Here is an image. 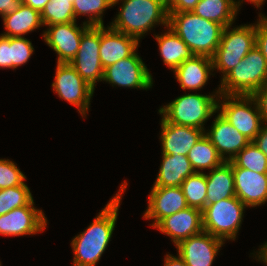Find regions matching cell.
<instances>
[{"mask_svg": "<svg viewBox=\"0 0 267 266\" xmlns=\"http://www.w3.org/2000/svg\"><path fill=\"white\" fill-rule=\"evenodd\" d=\"M127 185V182L123 181L118 193L97 214L86 230L72 239L73 266H96L100 261L115 230L122 195Z\"/></svg>", "mask_w": 267, "mask_h": 266, "instance_id": "obj_1", "label": "cell"}, {"mask_svg": "<svg viewBox=\"0 0 267 266\" xmlns=\"http://www.w3.org/2000/svg\"><path fill=\"white\" fill-rule=\"evenodd\" d=\"M122 2L110 27L136 38L138 41L156 25L168 26V4L164 0H113Z\"/></svg>", "mask_w": 267, "mask_h": 266, "instance_id": "obj_2", "label": "cell"}, {"mask_svg": "<svg viewBox=\"0 0 267 266\" xmlns=\"http://www.w3.org/2000/svg\"><path fill=\"white\" fill-rule=\"evenodd\" d=\"M168 26L192 53L212 58L219 46L224 26L191 12H168Z\"/></svg>", "mask_w": 267, "mask_h": 266, "instance_id": "obj_3", "label": "cell"}, {"mask_svg": "<svg viewBox=\"0 0 267 266\" xmlns=\"http://www.w3.org/2000/svg\"><path fill=\"white\" fill-rule=\"evenodd\" d=\"M219 90L209 95L186 93L158 110L167 122L195 127L201 130L204 123L218 111Z\"/></svg>", "mask_w": 267, "mask_h": 266, "instance_id": "obj_4", "label": "cell"}, {"mask_svg": "<svg viewBox=\"0 0 267 266\" xmlns=\"http://www.w3.org/2000/svg\"><path fill=\"white\" fill-rule=\"evenodd\" d=\"M266 82V59L254 47L237 66L221 78L218 90L220 94L253 95Z\"/></svg>", "mask_w": 267, "mask_h": 266, "instance_id": "obj_5", "label": "cell"}, {"mask_svg": "<svg viewBox=\"0 0 267 266\" xmlns=\"http://www.w3.org/2000/svg\"><path fill=\"white\" fill-rule=\"evenodd\" d=\"M231 27L232 24L224 28L219 46L212 57L213 70L220 71L222 78L255 47V23Z\"/></svg>", "mask_w": 267, "mask_h": 266, "instance_id": "obj_6", "label": "cell"}, {"mask_svg": "<svg viewBox=\"0 0 267 266\" xmlns=\"http://www.w3.org/2000/svg\"><path fill=\"white\" fill-rule=\"evenodd\" d=\"M246 207L236 196L205 206L202 210L204 232L224 241H235Z\"/></svg>", "mask_w": 267, "mask_h": 266, "instance_id": "obj_7", "label": "cell"}, {"mask_svg": "<svg viewBox=\"0 0 267 266\" xmlns=\"http://www.w3.org/2000/svg\"><path fill=\"white\" fill-rule=\"evenodd\" d=\"M218 112L250 141L255 139L264 125L252 95L220 94Z\"/></svg>", "mask_w": 267, "mask_h": 266, "instance_id": "obj_8", "label": "cell"}, {"mask_svg": "<svg viewBox=\"0 0 267 266\" xmlns=\"http://www.w3.org/2000/svg\"><path fill=\"white\" fill-rule=\"evenodd\" d=\"M52 90L85 117L90 107L94 89L67 63H57Z\"/></svg>", "mask_w": 267, "mask_h": 266, "instance_id": "obj_9", "label": "cell"}, {"mask_svg": "<svg viewBox=\"0 0 267 266\" xmlns=\"http://www.w3.org/2000/svg\"><path fill=\"white\" fill-rule=\"evenodd\" d=\"M69 64L95 90L104 73L100 61V26H90L83 33L77 54Z\"/></svg>", "mask_w": 267, "mask_h": 266, "instance_id": "obj_10", "label": "cell"}, {"mask_svg": "<svg viewBox=\"0 0 267 266\" xmlns=\"http://www.w3.org/2000/svg\"><path fill=\"white\" fill-rule=\"evenodd\" d=\"M102 81L112 86L140 90H147L153 86L152 74L136 51L130 57L104 68Z\"/></svg>", "mask_w": 267, "mask_h": 266, "instance_id": "obj_11", "label": "cell"}, {"mask_svg": "<svg viewBox=\"0 0 267 266\" xmlns=\"http://www.w3.org/2000/svg\"><path fill=\"white\" fill-rule=\"evenodd\" d=\"M90 25L76 21L48 26L42 34L46 44L57 53V63L69 64L77 54L83 33Z\"/></svg>", "mask_w": 267, "mask_h": 266, "instance_id": "obj_12", "label": "cell"}, {"mask_svg": "<svg viewBox=\"0 0 267 266\" xmlns=\"http://www.w3.org/2000/svg\"><path fill=\"white\" fill-rule=\"evenodd\" d=\"M34 206H22L0 215V235L25 236L43 232L47 218L41 209Z\"/></svg>", "mask_w": 267, "mask_h": 266, "instance_id": "obj_13", "label": "cell"}, {"mask_svg": "<svg viewBox=\"0 0 267 266\" xmlns=\"http://www.w3.org/2000/svg\"><path fill=\"white\" fill-rule=\"evenodd\" d=\"M224 242L203 231L180 241L175 247L187 266H212Z\"/></svg>", "mask_w": 267, "mask_h": 266, "instance_id": "obj_14", "label": "cell"}, {"mask_svg": "<svg viewBox=\"0 0 267 266\" xmlns=\"http://www.w3.org/2000/svg\"><path fill=\"white\" fill-rule=\"evenodd\" d=\"M205 135L224 161H231L251 141L232 126L218 111ZM227 157H226V156Z\"/></svg>", "mask_w": 267, "mask_h": 266, "instance_id": "obj_15", "label": "cell"}, {"mask_svg": "<svg viewBox=\"0 0 267 266\" xmlns=\"http://www.w3.org/2000/svg\"><path fill=\"white\" fill-rule=\"evenodd\" d=\"M148 208L143 218L154 220L153 228L165 217L188 207L181 187L153 186L148 196Z\"/></svg>", "mask_w": 267, "mask_h": 266, "instance_id": "obj_16", "label": "cell"}, {"mask_svg": "<svg viewBox=\"0 0 267 266\" xmlns=\"http://www.w3.org/2000/svg\"><path fill=\"white\" fill-rule=\"evenodd\" d=\"M154 228L169 236L176 246L180 241L204 231L202 210L187 207L163 218Z\"/></svg>", "mask_w": 267, "mask_h": 266, "instance_id": "obj_17", "label": "cell"}, {"mask_svg": "<svg viewBox=\"0 0 267 266\" xmlns=\"http://www.w3.org/2000/svg\"><path fill=\"white\" fill-rule=\"evenodd\" d=\"M161 154L172 156L186 155L197 141L205 134L206 130L195 127L177 125L161 119Z\"/></svg>", "mask_w": 267, "mask_h": 266, "instance_id": "obj_18", "label": "cell"}, {"mask_svg": "<svg viewBox=\"0 0 267 266\" xmlns=\"http://www.w3.org/2000/svg\"><path fill=\"white\" fill-rule=\"evenodd\" d=\"M235 195L247 207H257L267 202V173H256L232 163Z\"/></svg>", "mask_w": 267, "mask_h": 266, "instance_id": "obj_19", "label": "cell"}, {"mask_svg": "<svg viewBox=\"0 0 267 266\" xmlns=\"http://www.w3.org/2000/svg\"><path fill=\"white\" fill-rule=\"evenodd\" d=\"M139 42L109 25L100 26V61L103 68L130 57L138 49Z\"/></svg>", "mask_w": 267, "mask_h": 266, "instance_id": "obj_20", "label": "cell"}, {"mask_svg": "<svg viewBox=\"0 0 267 266\" xmlns=\"http://www.w3.org/2000/svg\"><path fill=\"white\" fill-rule=\"evenodd\" d=\"M213 61L207 56L194 55L191 59L185 60L173 70L175 78L183 90L198 91L207 84L212 74Z\"/></svg>", "mask_w": 267, "mask_h": 266, "instance_id": "obj_21", "label": "cell"}, {"mask_svg": "<svg viewBox=\"0 0 267 266\" xmlns=\"http://www.w3.org/2000/svg\"><path fill=\"white\" fill-rule=\"evenodd\" d=\"M206 182V206L236 196L231 161H224L220 166L210 170L206 174Z\"/></svg>", "mask_w": 267, "mask_h": 266, "instance_id": "obj_22", "label": "cell"}, {"mask_svg": "<svg viewBox=\"0 0 267 266\" xmlns=\"http://www.w3.org/2000/svg\"><path fill=\"white\" fill-rule=\"evenodd\" d=\"M194 173L195 171L186 155L162 154V162L153 186L179 187L189 175Z\"/></svg>", "mask_w": 267, "mask_h": 266, "instance_id": "obj_23", "label": "cell"}, {"mask_svg": "<svg viewBox=\"0 0 267 266\" xmlns=\"http://www.w3.org/2000/svg\"><path fill=\"white\" fill-rule=\"evenodd\" d=\"M6 37H24L27 33L43 26L41 13L30 6L21 4L13 13L2 16Z\"/></svg>", "mask_w": 267, "mask_h": 266, "instance_id": "obj_24", "label": "cell"}, {"mask_svg": "<svg viewBox=\"0 0 267 266\" xmlns=\"http://www.w3.org/2000/svg\"><path fill=\"white\" fill-rule=\"evenodd\" d=\"M154 37L158 42L164 64L172 71L194 56L190 48L169 26L163 34H155Z\"/></svg>", "mask_w": 267, "mask_h": 266, "instance_id": "obj_25", "label": "cell"}, {"mask_svg": "<svg viewBox=\"0 0 267 266\" xmlns=\"http://www.w3.org/2000/svg\"><path fill=\"white\" fill-rule=\"evenodd\" d=\"M192 12L226 27L234 23L239 10L233 0H200Z\"/></svg>", "mask_w": 267, "mask_h": 266, "instance_id": "obj_26", "label": "cell"}, {"mask_svg": "<svg viewBox=\"0 0 267 266\" xmlns=\"http://www.w3.org/2000/svg\"><path fill=\"white\" fill-rule=\"evenodd\" d=\"M187 158L191 162L194 171L200 173L205 169L212 170L224 162L217 149L205 134L188 152Z\"/></svg>", "mask_w": 267, "mask_h": 266, "instance_id": "obj_27", "label": "cell"}, {"mask_svg": "<svg viewBox=\"0 0 267 266\" xmlns=\"http://www.w3.org/2000/svg\"><path fill=\"white\" fill-rule=\"evenodd\" d=\"M188 207L203 210L206 206V173L195 172L180 185Z\"/></svg>", "mask_w": 267, "mask_h": 266, "instance_id": "obj_28", "label": "cell"}, {"mask_svg": "<svg viewBox=\"0 0 267 266\" xmlns=\"http://www.w3.org/2000/svg\"><path fill=\"white\" fill-rule=\"evenodd\" d=\"M45 27L77 21L74 16L73 0H50L41 12Z\"/></svg>", "mask_w": 267, "mask_h": 266, "instance_id": "obj_29", "label": "cell"}, {"mask_svg": "<svg viewBox=\"0 0 267 266\" xmlns=\"http://www.w3.org/2000/svg\"><path fill=\"white\" fill-rule=\"evenodd\" d=\"M26 205H35L27 184L23 183L19 186L0 190V215Z\"/></svg>", "mask_w": 267, "mask_h": 266, "instance_id": "obj_30", "label": "cell"}, {"mask_svg": "<svg viewBox=\"0 0 267 266\" xmlns=\"http://www.w3.org/2000/svg\"><path fill=\"white\" fill-rule=\"evenodd\" d=\"M113 7V0H74V16H89L84 23L90 26H104L103 14L106 9Z\"/></svg>", "mask_w": 267, "mask_h": 266, "instance_id": "obj_31", "label": "cell"}, {"mask_svg": "<svg viewBox=\"0 0 267 266\" xmlns=\"http://www.w3.org/2000/svg\"><path fill=\"white\" fill-rule=\"evenodd\" d=\"M231 162L256 173H267L266 155L251 141Z\"/></svg>", "mask_w": 267, "mask_h": 266, "instance_id": "obj_32", "label": "cell"}, {"mask_svg": "<svg viewBox=\"0 0 267 266\" xmlns=\"http://www.w3.org/2000/svg\"><path fill=\"white\" fill-rule=\"evenodd\" d=\"M32 42L25 37H10V68L26 64L33 55Z\"/></svg>", "mask_w": 267, "mask_h": 266, "instance_id": "obj_33", "label": "cell"}, {"mask_svg": "<svg viewBox=\"0 0 267 266\" xmlns=\"http://www.w3.org/2000/svg\"><path fill=\"white\" fill-rule=\"evenodd\" d=\"M25 180L26 176L14 161L0 159V190L22 185Z\"/></svg>", "mask_w": 267, "mask_h": 266, "instance_id": "obj_34", "label": "cell"}, {"mask_svg": "<svg viewBox=\"0 0 267 266\" xmlns=\"http://www.w3.org/2000/svg\"><path fill=\"white\" fill-rule=\"evenodd\" d=\"M256 23L255 47L262 53L267 63V16L259 14Z\"/></svg>", "mask_w": 267, "mask_h": 266, "instance_id": "obj_35", "label": "cell"}, {"mask_svg": "<svg viewBox=\"0 0 267 266\" xmlns=\"http://www.w3.org/2000/svg\"><path fill=\"white\" fill-rule=\"evenodd\" d=\"M252 96L257 102L263 124L267 125V82Z\"/></svg>", "mask_w": 267, "mask_h": 266, "instance_id": "obj_36", "label": "cell"}, {"mask_svg": "<svg viewBox=\"0 0 267 266\" xmlns=\"http://www.w3.org/2000/svg\"><path fill=\"white\" fill-rule=\"evenodd\" d=\"M200 0H169L168 12H191Z\"/></svg>", "mask_w": 267, "mask_h": 266, "instance_id": "obj_37", "label": "cell"}, {"mask_svg": "<svg viewBox=\"0 0 267 266\" xmlns=\"http://www.w3.org/2000/svg\"><path fill=\"white\" fill-rule=\"evenodd\" d=\"M0 68L10 69V37L0 35Z\"/></svg>", "mask_w": 267, "mask_h": 266, "instance_id": "obj_38", "label": "cell"}, {"mask_svg": "<svg viewBox=\"0 0 267 266\" xmlns=\"http://www.w3.org/2000/svg\"><path fill=\"white\" fill-rule=\"evenodd\" d=\"M22 4V0H0L1 17L17 10Z\"/></svg>", "mask_w": 267, "mask_h": 266, "instance_id": "obj_39", "label": "cell"}, {"mask_svg": "<svg viewBox=\"0 0 267 266\" xmlns=\"http://www.w3.org/2000/svg\"><path fill=\"white\" fill-rule=\"evenodd\" d=\"M267 157V125H263L252 141Z\"/></svg>", "mask_w": 267, "mask_h": 266, "instance_id": "obj_40", "label": "cell"}, {"mask_svg": "<svg viewBox=\"0 0 267 266\" xmlns=\"http://www.w3.org/2000/svg\"><path fill=\"white\" fill-rule=\"evenodd\" d=\"M164 259V266H187L184 260L177 254L173 256L172 254H166Z\"/></svg>", "mask_w": 267, "mask_h": 266, "instance_id": "obj_41", "label": "cell"}, {"mask_svg": "<svg viewBox=\"0 0 267 266\" xmlns=\"http://www.w3.org/2000/svg\"><path fill=\"white\" fill-rule=\"evenodd\" d=\"M49 1L50 0H22V3L41 13Z\"/></svg>", "mask_w": 267, "mask_h": 266, "instance_id": "obj_42", "label": "cell"}, {"mask_svg": "<svg viewBox=\"0 0 267 266\" xmlns=\"http://www.w3.org/2000/svg\"><path fill=\"white\" fill-rule=\"evenodd\" d=\"M255 253H257L254 255L255 260L257 259L259 262H263L267 265V241L263 244V246L261 245Z\"/></svg>", "mask_w": 267, "mask_h": 266, "instance_id": "obj_43", "label": "cell"}, {"mask_svg": "<svg viewBox=\"0 0 267 266\" xmlns=\"http://www.w3.org/2000/svg\"><path fill=\"white\" fill-rule=\"evenodd\" d=\"M248 2H250L251 4H254V6H256L257 8H261L260 6H262L264 4V1L266 0H246ZM234 6L236 7V9L240 10V6L243 3V0H233Z\"/></svg>", "mask_w": 267, "mask_h": 266, "instance_id": "obj_44", "label": "cell"}]
</instances>
